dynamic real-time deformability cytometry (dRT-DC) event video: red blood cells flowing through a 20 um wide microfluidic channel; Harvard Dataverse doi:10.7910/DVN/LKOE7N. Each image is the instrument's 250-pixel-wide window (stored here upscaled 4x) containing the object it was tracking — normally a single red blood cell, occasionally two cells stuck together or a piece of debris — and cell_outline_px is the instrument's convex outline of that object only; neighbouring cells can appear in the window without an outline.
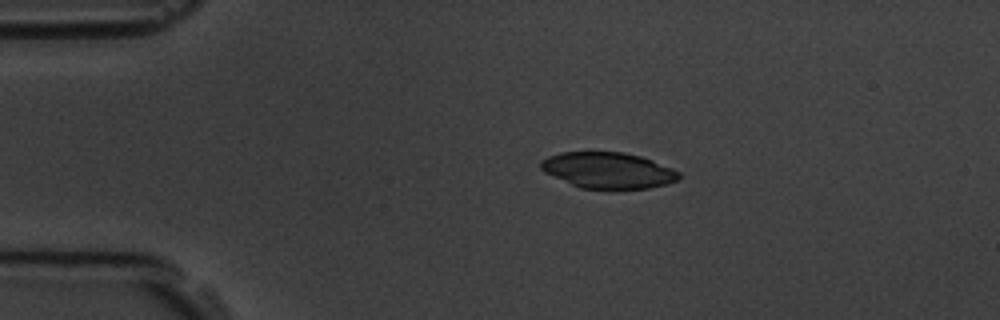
{"species": "common noctule bat (a hibernating species)", "species_latin": "Nyctalus noctula", "temperature_condition": "room temperature", "stored_images_in_passage": 3, "camera_frame_rate_fps": 3000, "um_per_image_px": 0.085, "animal": {"sex": "male", "body_mass_g": 19.5, "forearm_length_mm": 54.6}, "frame": {"image": 1, "passage_image": 2, "time_ms": 1.0, "image_size_px": [1000, 320], "cell_outline_px": [[680, 176], [676, 180], [664, 184], [648, 188], [612, 192], [608, 192], [580, 188], [544, 172], [540, 168], [540, 160], [548, 156], [560, 152], [624, 152], [640, 156], [652, 160], [672, 168], [680, 172]], "centroid_in_image_um": [51.67, 14.52], "position_along_channel_um": 33.3, "area_um2": 29.77}}